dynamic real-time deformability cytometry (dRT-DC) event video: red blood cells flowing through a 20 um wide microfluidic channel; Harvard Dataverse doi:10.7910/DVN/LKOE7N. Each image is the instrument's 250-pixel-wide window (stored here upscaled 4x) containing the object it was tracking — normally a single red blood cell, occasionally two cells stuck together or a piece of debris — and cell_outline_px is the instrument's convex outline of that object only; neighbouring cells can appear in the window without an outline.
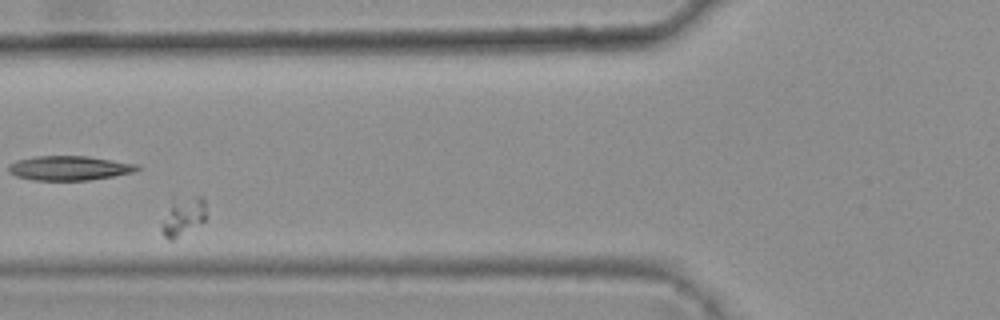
{"species": "common noctule bat (a hibernating species)", "species_latin": "Nyctalus noctula", "temperature_condition": "warm", "stored_images_in_passage": 46, "camera_frame_rate_fps": 3000, "um_per_image_px": 0.085, "animal": {"sex": "female", "body_mass_g": 25.1}, "frame": {"image": 1, "passage_image": 21, "time_ms": 6.667, "image_size_px": [1000, 320], "cell_outline_px": [[204, 220], [172, 240], [168, 240], [160, 232], [160, 228], [172, 196], [200, 196], [204, 200]], "centroid_in_image_um": [15.49, 18.33], "position_along_channel_um": 110.3, "area_um2": 10.0}}
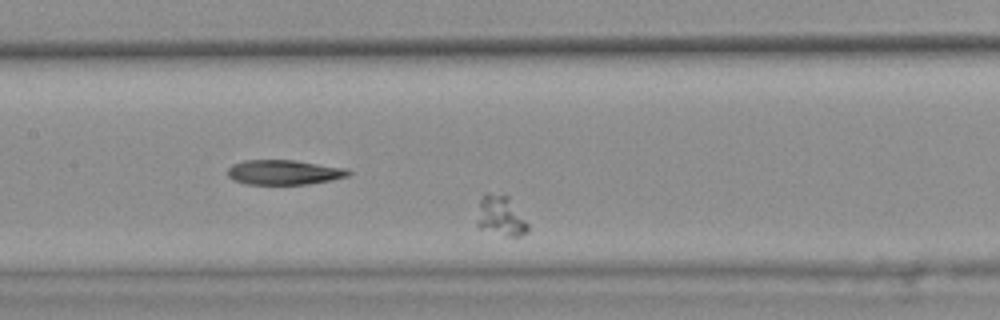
{"frame": {"image": 2, "passage_image": 26, "time_ms": 8.333, "image_size_px": [1000, 320], "cell_outline_px": [[528, 232], [520, 236], [508, 236], [480, 228], [476, 224], [480, 200], [484, 192], [488, 192], [508, 196], [528, 224]], "centroid_in_image_um": [42.55, 18.34], "position_along_channel_um": 164.9, "area_um2": 11.73}}